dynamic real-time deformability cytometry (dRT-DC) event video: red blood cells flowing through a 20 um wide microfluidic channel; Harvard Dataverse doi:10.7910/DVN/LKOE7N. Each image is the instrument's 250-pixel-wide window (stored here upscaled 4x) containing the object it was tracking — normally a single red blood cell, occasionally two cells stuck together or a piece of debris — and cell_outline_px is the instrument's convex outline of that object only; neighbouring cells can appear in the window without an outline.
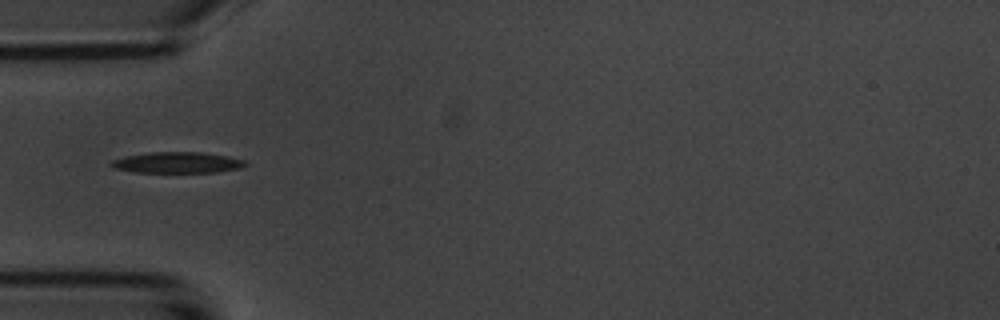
{"species": "common noctule bat (a hibernating species)", "species_latin": "Nyctalus noctula", "temperature_condition": "room temperature", "stored_images_in_passage": 2, "camera_frame_rate_fps": 3000, "um_per_image_px": 0.085, "animal": {"sex": "male", "body_mass_g": 20.1, "forearm_length_mm": 53.5}, "frame": {"image": 1, "passage_image": 1, "time_ms": 0.0, "image_size_px": [1000, 320], "cell_outline_px": [[248, 164], [240, 168], [216, 172], [136, 172], [116, 168], [108, 164], [112, 160], [124, 156], [152, 152], [204, 152], [228, 156], [244, 160]], "centroid_in_image_um": [15.09, 13.81], "position_along_channel_um": 69.9, "area_um2": 16.36}}